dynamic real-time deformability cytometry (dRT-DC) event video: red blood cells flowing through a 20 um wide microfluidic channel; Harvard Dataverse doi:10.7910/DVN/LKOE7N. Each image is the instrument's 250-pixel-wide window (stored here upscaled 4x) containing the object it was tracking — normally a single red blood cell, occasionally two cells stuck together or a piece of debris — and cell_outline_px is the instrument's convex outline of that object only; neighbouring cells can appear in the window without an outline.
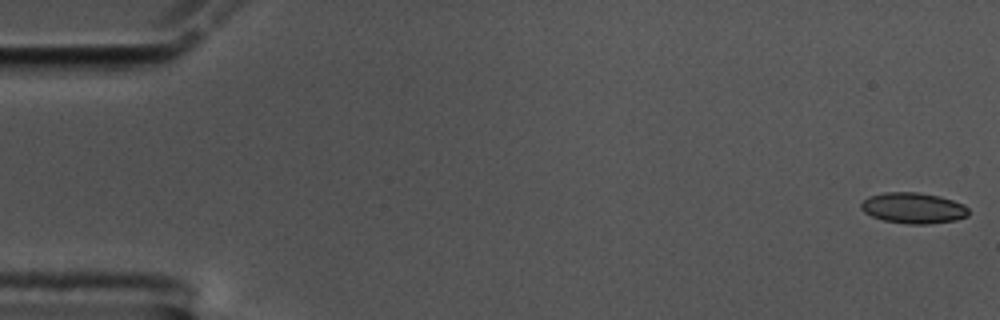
{"species": "common noctule bat (a hibernating species)", "species_latin": "Nyctalus noctula", "temperature_condition": "cold", "stored_images_in_passage": 57, "camera_frame_rate_fps": 3000, "um_per_image_px": 0.085, "animal": {"sex": "male", "body_mass_g": 17.5, "forearm_length_mm": 52.3}, "frame": {"image": 1, "passage_image": 1, "time_ms": 0.0, "image_size_px": [1000, 320], "cell_outline_px": [[968, 216], [956, 220], [924, 224], [908, 224], [884, 220], [872, 216], [864, 212], [860, 208], [860, 204], [868, 196], [884, 192], [920, 192], [940, 196], [964, 204], [968, 208]], "centroid_in_image_um": [77.63, 17.67], "position_along_channel_um": 7.4, "area_um2": 19.36}}
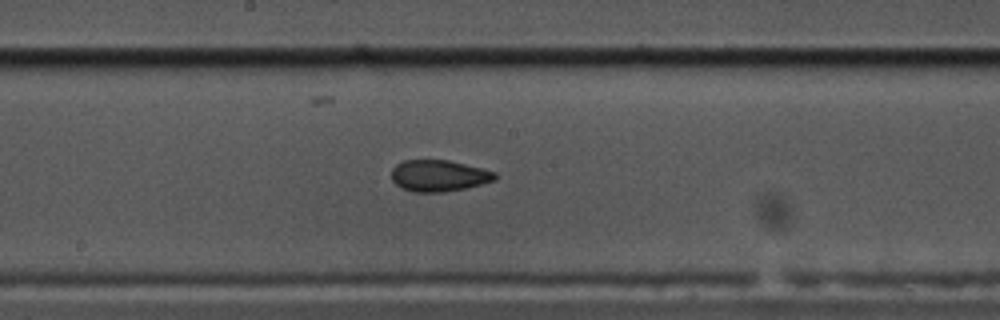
{"frame": {"image": 2, "passage_image": 30, "time_ms": 9.667, "image_size_px": [1000, 320], "cell_outline_px": [[496, 180], [464, 188], [444, 192], [412, 192], [396, 184], [392, 180], [392, 168], [396, 164], [404, 160], [448, 160], [484, 168], [496, 172]], "centroid_in_image_um": [37.31, 14.92], "position_along_channel_um": 210.9, "area_um2": 18.96}}
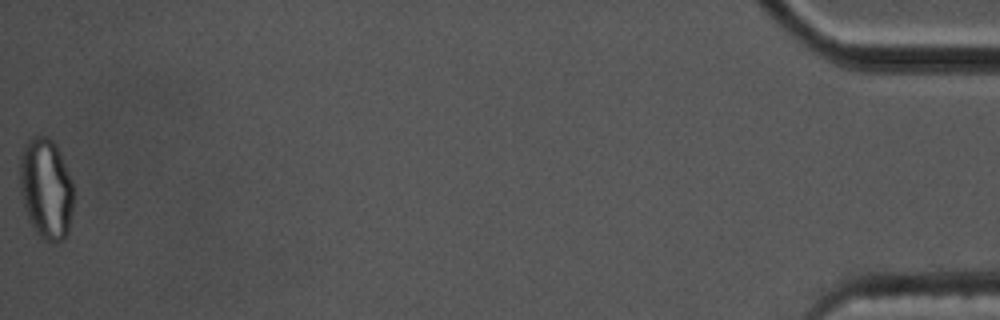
{"frame": {"image": 3, "passage_image": 57, "time_ms": 18.667, "image_size_px": [1000, 320], "cell_outline_px": [[72, 212], [68, 232], [56, 244], [44, 240], [36, 232], [28, 220], [24, 208], [20, 192], [20, 156], [24, 144], [32, 136], [48, 136], [56, 144], [60, 152], [72, 184]], "centroid_in_image_um": [3.89, 16.03], "position_along_channel_um": 431.3, "area_um2": 31.62}, "authors_computed_cell_mechanics": {"area_um2": 19.3052, "velocity_mm_per_s": 3.548, "shape_relaxation_time_tau1_ms": null, "shape_relaxation_time_tau2_ms": 2.1829, "deformation_change_tau1": null, "deformation_change_tau2": 0.0815}}